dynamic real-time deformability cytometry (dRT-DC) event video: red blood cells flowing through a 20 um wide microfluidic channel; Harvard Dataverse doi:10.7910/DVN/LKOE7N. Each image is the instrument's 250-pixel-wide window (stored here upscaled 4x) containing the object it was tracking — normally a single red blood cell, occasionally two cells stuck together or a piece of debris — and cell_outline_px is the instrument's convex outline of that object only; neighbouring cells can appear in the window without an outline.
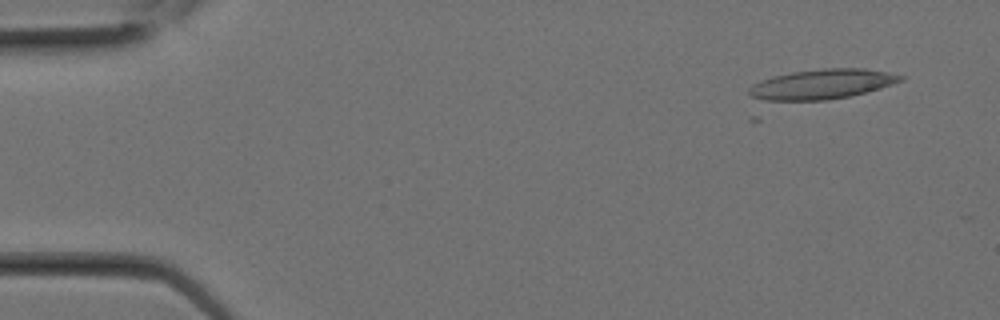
{"species": "Egyptian fruit bat (a non-hibernating species)", "species_latin": "Rousettus aegyptiacus", "temperature_condition": "room temperature", "stored_images_in_passage": 3, "camera_frame_rate_fps": 3000, "um_per_image_px": 0.085, "animal": {"sex": "female"}, "frame": {"image": 1, "passage_image": 1, "time_ms": 0.0, "image_size_px": [1000, 320], "cell_outline_px": [[904, 80], [880, 88], [848, 96], [828, 100], [768, 100], [752, 96], [748, 92], [748, 88], [752, 84], [760, 80], [772, 76], [792, 72], [824, 68], [864, 68], [888, 72], [904, 76]], "centroid_in_image_um": [69.87, 7.14], "position_along_channel_um": 15.1, "area_um2": 26.18}}